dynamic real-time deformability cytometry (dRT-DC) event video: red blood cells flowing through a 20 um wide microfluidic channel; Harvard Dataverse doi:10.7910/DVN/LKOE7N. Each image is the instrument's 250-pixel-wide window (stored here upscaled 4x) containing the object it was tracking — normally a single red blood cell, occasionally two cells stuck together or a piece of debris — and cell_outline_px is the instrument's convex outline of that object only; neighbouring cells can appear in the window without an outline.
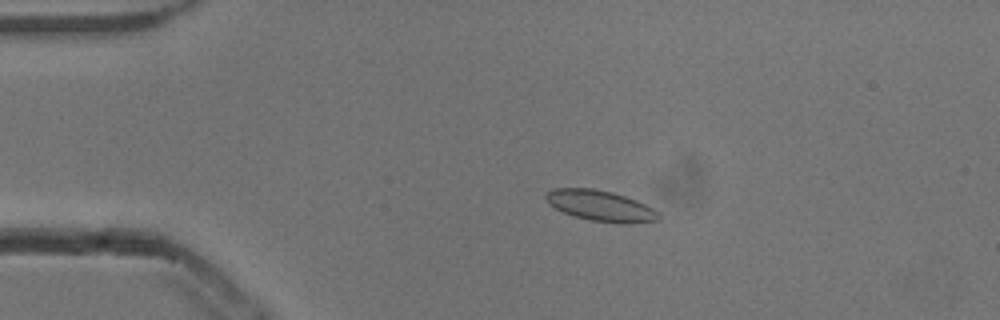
{"species": "common noctule bat (a hibernating species)", "species_latin": "Nyctalus noctula", "temperature_condition": "cold", "stored_images_in_passage": 55, "camera_frame_rate_fps": 3000, "um_per_image_px": 0.085, "animal": {"sex": "male", "body_mass_g": 13.3}, "frame": {"image": 1, "passage_image": 12, "time_ms": 3.667, "image_size_px": [1000, 320], "cell_outline_px": [[660, 220], [628, 224], [592, 220], [576, 216], [564, 212], [548, 204], [544, 196], [552, 188], [592, 188], [612, 192], [636, 200], [660, 212]], "centroid_in_image_um": [51.06, 17.49], "position_along_channel_um": 33.9, "area_um2": 20.06}}
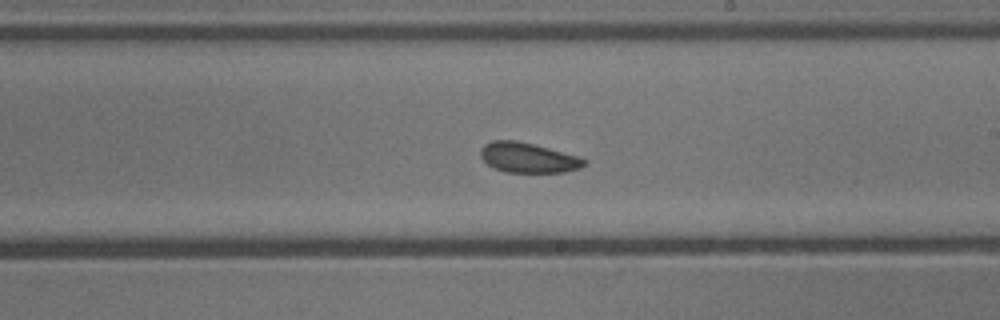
{"frame": {"image": 2, "passage_image": 32, "time_ms": 10.333, "image_size_px": [1000, 320], "cell_outline_px": [[588, 164], [580, 168], [564, 172], [504, 172], [488, 164], [480, 156], [480, 148], [484, 144], [492, 140], [516, 140], [580, 156], [588, 160]], "centroid_in_image_um": [44.91, 13.4], "position_along_channel_um": 244.1, "area_um2": 18.21}}
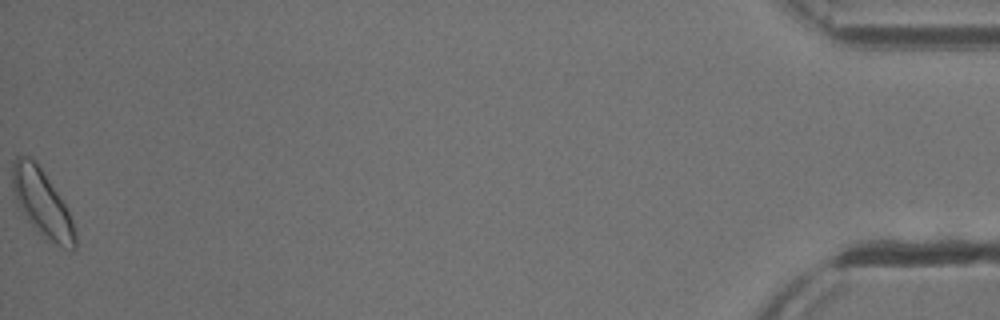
{"frame": {"image": 3, "passage_image": 55, "time_ms": 18.0, "image_size_px": [1000, 320], "cell_outline_px": [[76, 248], [72, 252], [56, 244], [32, 224], [28, 220], [20, 208], [16, 200], [12, 184], [12, 160], [16, 156], [28, 156], [36, 160], [68, 208], [76, 232]], "centroid_in_image_um": [3.6, 17.22], "position_along_channel_um": 431.6, "area_um2": 24.22}, "authors_computed_cell_mechanics": {"area_um2": 19.1318, "velocity_mm_per_s": 3.8087, "shape_relaxation_time_tau1_ms": null, "shape_relaxation_time_tau2_ms": 5.237, "deformation_change_tau1": null, "deformation_change_tau2": 0.0907}}